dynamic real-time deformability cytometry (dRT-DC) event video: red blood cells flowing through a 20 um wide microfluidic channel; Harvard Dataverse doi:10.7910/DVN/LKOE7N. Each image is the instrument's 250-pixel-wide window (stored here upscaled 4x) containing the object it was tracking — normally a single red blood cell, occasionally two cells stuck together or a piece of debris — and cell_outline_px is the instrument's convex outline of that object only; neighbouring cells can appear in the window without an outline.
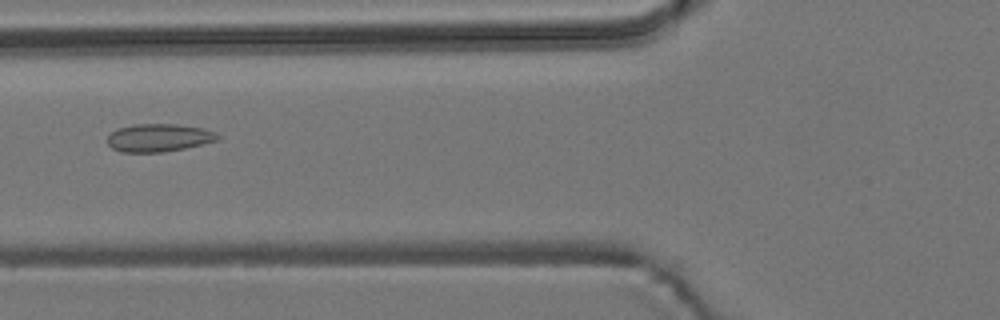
{"species": "common noctule bat (a hibernating species)", "species_latin": "Nyctalus noctula", "temperature_condition": "room temperature", "stored_images_in_passage": 4, "camera_frame_rate_fps": 3000, "um_per_image_px": 0.085, "animal": {"sex": "male", "body_mass_g": 19.2, "forearm_length_mm": 51.8}, "frame": {"image": 1, "passage_image": 4, "time_ms": 5.333, "image_size_px": [1000, 320], "cell_outline_px": [[220, 140], [184, 148], [164, 152], [120, 152], [112, 148], [108, 144], [108, 136], [116, 128], [132, 124], [176, 124], [204, 128], [216, 132], [220, 136]], "centroid_in_image_um": [13.51, 11.7], "position_along_channel_um": 112.3, "area_um2": 18.09}}